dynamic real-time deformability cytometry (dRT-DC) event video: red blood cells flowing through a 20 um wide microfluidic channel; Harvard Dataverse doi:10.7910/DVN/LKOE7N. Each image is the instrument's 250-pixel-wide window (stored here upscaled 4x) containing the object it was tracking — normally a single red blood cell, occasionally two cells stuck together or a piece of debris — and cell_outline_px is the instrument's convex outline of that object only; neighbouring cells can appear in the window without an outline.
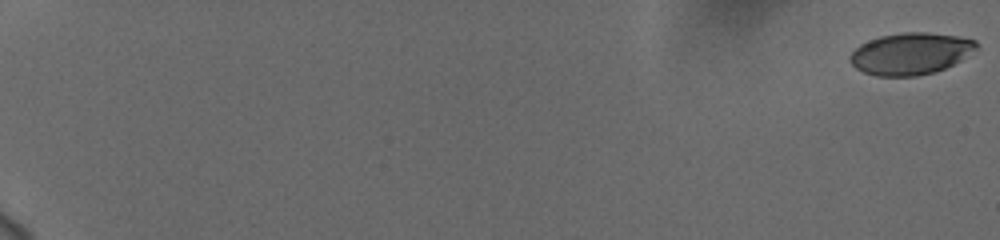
{"species": "human", "species_latin": "Homo sapiens", "temperature_condition": "cold", "stored_images_in_passage": 60, "camera_frame_rate_fps": 3000, "um_per_image_px": 0.085, "donor": {"sex": "female"}, "frame": {"image": 1, "passage_image": 1, "time_ms": 0.0, "image_size_px": [1000, 240], "cell_outline_px": [[976, 48], [960, 60], [936, 72], [916, 76], [876, 76], [864, 72], [856, 68], [848, 60], [848, 56], [860, 44], [868, 40], [880, 36], [904, 32], [928, 32], [956, 36], [976, 40]], "centroid_in_image_um": [77.35, 4.56], "position_along_channel_um": 7.7, "area_um2": 30.63}}
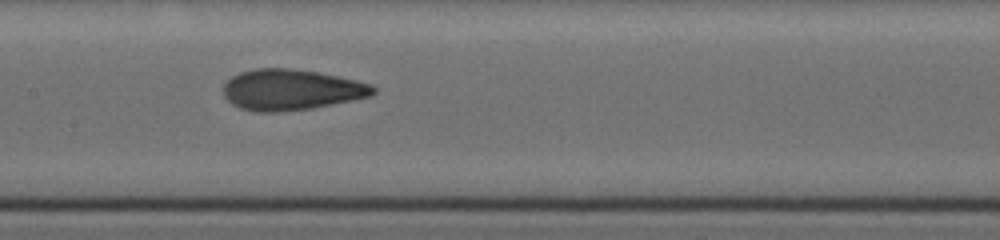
{"frame": {"image": 2, "passage_image": 34, "time_ms": 11.0, "image_size_px": [1000, 240], "cell_outline_px": [[376, 92], [372, 96], [312, 108], [276, 112], [256, 112], [240, 108], [232, 104], [224, 96], [224, 84], [232, 76], [240, 72], [256, 68], [292, 68], [316, 72], [356, 80], [372, 84], [376, 88]], "centroid_in_image_um": [24.75, 7.63], "position_along_channel_um": 182.6, "area_um2": 35.6}}
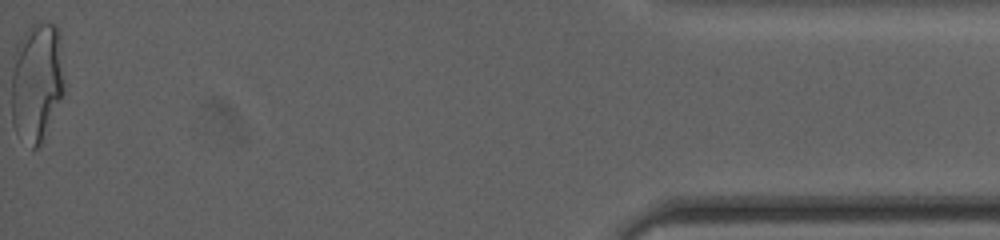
{"frame": {"image": 3, "passage_image": 60, "time_ms": 19.667, "image_size_px": [1000, 240], "cell_outline_px": [[68, 84], [40, 144], [36, 148], [32, 148], [16, 132], [12, 124], [12, 72], [16, 44], [24, 32], [36, 20], [56, 24], [60, 28]], "centroid_in_image_um": [3.19, 6.85], "position_along_channel_um": 432.0, "area_um2": 38.15}, "authors_computed_cell_mechanics": {"area_um2": 34.3332, "velocity_mm_per_s": 3.7128, "shape_relaxation_time_tau1_ms": 5.8042, "shape_relaxation_time_tau2_ms": 1.0978, "deformation_change_tau1": 0.1875, "deformation_change_tau2": 0.0678}}